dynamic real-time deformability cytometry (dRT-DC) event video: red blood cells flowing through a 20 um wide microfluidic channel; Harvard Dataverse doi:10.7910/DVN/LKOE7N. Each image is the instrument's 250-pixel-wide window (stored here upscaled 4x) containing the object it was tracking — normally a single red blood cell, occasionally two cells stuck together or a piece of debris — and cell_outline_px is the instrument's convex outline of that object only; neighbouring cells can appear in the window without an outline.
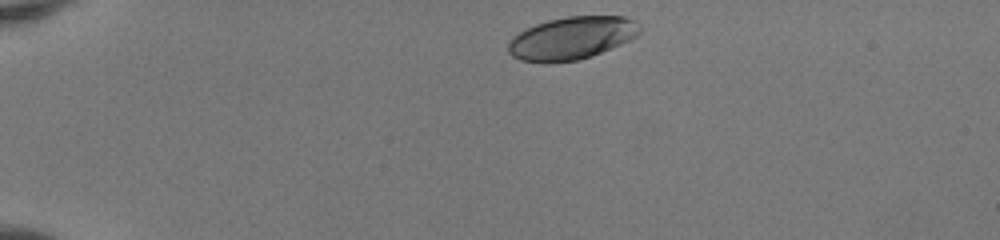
{"species": "human", "species_latin": "Homo sapiens", "temperature_condition": "room temperature", "stored_images_in_passage": 40, "camera_frame_rate_fps": 3000, "um_per_image_px": 0.085, "donor": {"sex": "female"}, "frame": {"image": 1, "passage_image": 1, "time_ms": 0.0, "image_size_px": [1000, 240], "cell_outline_px": [[640, 32], [636, 36], [620, 44], [592, 56], [576, 60], [520, 60], [512, 56], [508, 52], [508, 44], [512, 36], [536, 24], [548, 20], [568, 16], [624, 16], [632, 20], [640, 28]], "centroid_in_image_um": [48.6, 3.21], "position_along_channel_um": 36.4, "area_um2": 31.85}}
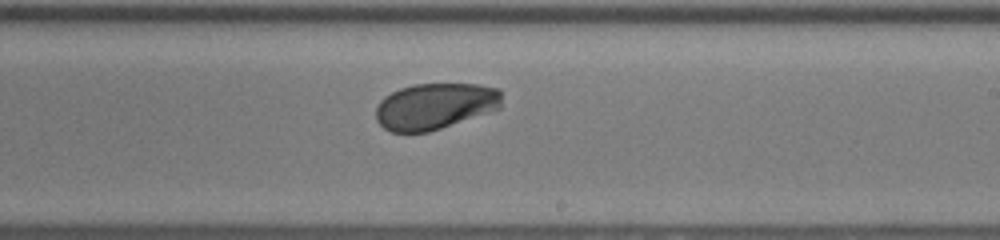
{"frame": {"image": 2, "passage_image": 22, "time_ms": 7.0, "image_size_px": [1000, 240], "cell_outline_px": [[500, 108], [428, 132], [392, 132], [384, 128], [376, 120], [376, 108], [380, 100], [384, 96], [400, 88], [412, 84], [480, 84], [500, 88]], "centroid_in_image_um": [36.95, 9.01], "position_along_channel_um": 252.1, "area_um2": 33.81}}
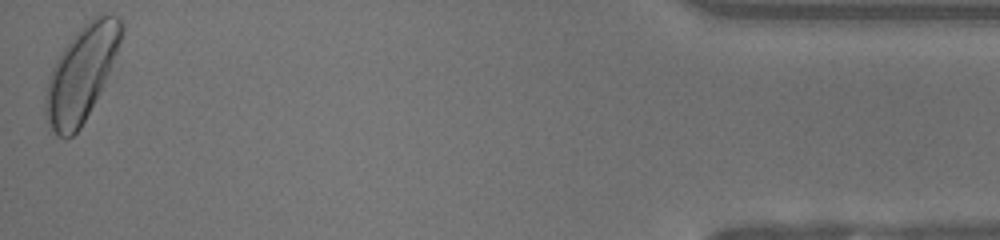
{"frame": {"image": 3, "passage_image": 40, "time_ms": 13.0, "image_size_px": [1000, 240], "cell_outline_px": [[124, 28], [116, 52], [100, 92], [80, 128], [72, 136], [64, 140], [56, 136], [48, 124], [44, 112], [44, 96], [48, 76], [60, 52], [72, 36], [92, 16], [100, 12], [108, 12], [120, 16], [124, 24]], "centroid_in_image_um": [6.89, 6.22], "position_along_channel_um": 428.3, "area_um2": 42.14}, "authors_computed_cell_mechanics": {"area_um2": 34.4488, "velocity_mm_per_s": 4.1278, "shape_relaxation_time_tau1_ms": 1.5672, "shape_relaxation_time_tau2_ms": null, "deformation_change_tau1": 0.1101, "deformation_change_tau2": null}}